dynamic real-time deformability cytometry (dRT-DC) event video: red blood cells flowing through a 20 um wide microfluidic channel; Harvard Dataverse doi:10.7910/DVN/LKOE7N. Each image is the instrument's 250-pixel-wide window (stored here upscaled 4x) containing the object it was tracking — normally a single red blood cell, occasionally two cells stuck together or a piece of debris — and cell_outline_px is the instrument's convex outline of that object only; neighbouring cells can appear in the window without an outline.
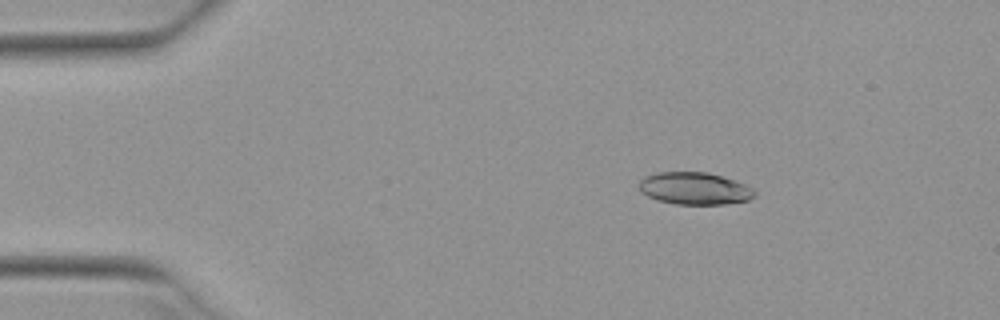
{"species": "Egyptian fruit bat (a non-hibernating species)", "species_latin": "Rousettus aegyptiacus", "temperature_condition": "warm", "stored_images_in_passage": 45, "camera_frame_rate_fps": 3000, "um_per_image_px": 0.085, "animal": {"sex": "female"}, "frame": {"image": 1, "passage_image": 2, "time_ms": 0.333, "image_size_px": [1000, 320], "cell_outline_px": [[756, 196], [748, 200], [724, 204], [676, 204], [656, 200], [640, 192], [640, 180], [644, 176], [656, 172], [708, 172], [736, 180], [752, 188], [756, 192]], "centroid_in_image_um": [59.04, 16.01], "position_along_channel_um": 26.0, "area_um2": 21.85}}
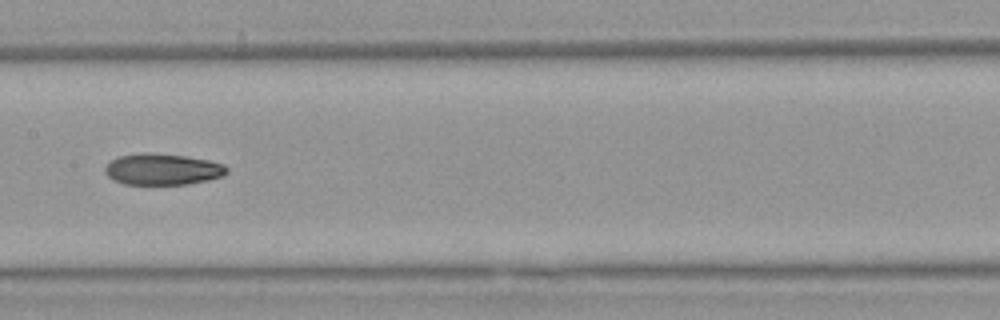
{"frame": {"image": 2, "passage_image": 20, "time_ms": 6.333, "image_size_px": [1000, 320], "cell_outline_px": [[228, 172], [224, 176], [208, 180], [188, 184], [124, 184], [112, 180], [104, 172], [104, 168], [112, 160], [120, 156], [140, 152], [148, 152], [184, 156], [208, 160], [224, 164], [228, 168]], "centroid_in_image_um": [13.82, 14.39], "position_along_channel_um": 193.6, "area_um2": 22.31}}
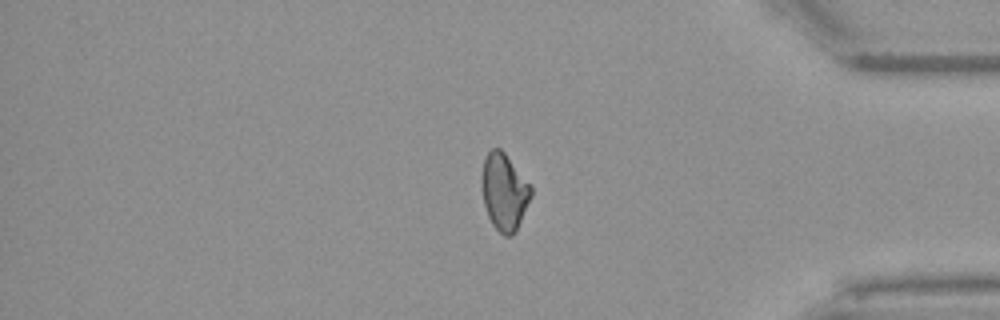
{"frame": {"image": 3, "passage_image": 37, "time_ms": 12.0, "image_size_px": [1000, 320], "cell_outline_px": [[532, 196], [516, 232], [512, 236], [504, 236], [492, 224], [488, 216], [484, 204], [480, 180], [484, 160], [488, 152], [492, 148], [500, 148], [504, 152], [532, 188]], "centroid_in_image_um": [42.85, 16.33], "position_along_channel_um": 392.4, "area_um2": 22.02}, "authors_computed_cell_mechanics": {"area_um2": 22.3686, "velocity_mm_per_s": 3.9466, "shape_relaxation_time_tau1_ms": null, "shape_relaxation_time_tau2_ms": 5.4249, "deformation_change_tau1": null, "deformation_change_tau2": 0.1035}}